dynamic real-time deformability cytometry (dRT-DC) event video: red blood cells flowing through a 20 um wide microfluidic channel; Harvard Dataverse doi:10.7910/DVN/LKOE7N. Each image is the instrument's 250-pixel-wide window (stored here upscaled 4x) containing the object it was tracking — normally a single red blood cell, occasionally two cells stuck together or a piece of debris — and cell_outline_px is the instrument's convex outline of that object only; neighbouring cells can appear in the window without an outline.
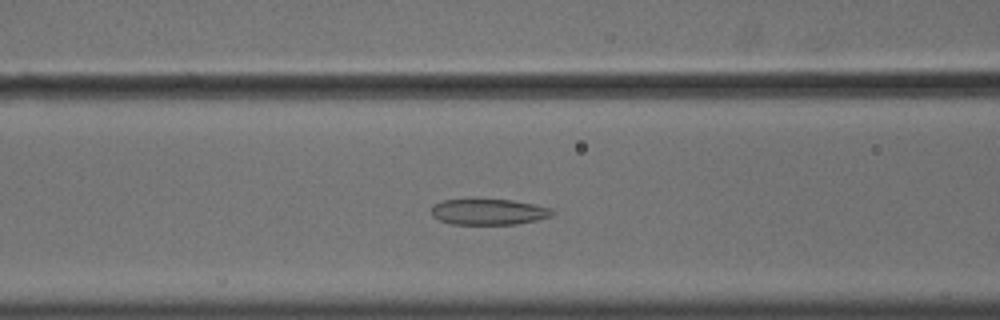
{"species": "common noctule bat (a hibernating species)", "species_latin": "Nyctalus noctula", "temperature_condition": "cold", "stored_images_in_passage": 38, "camera_frame_rate_fps": 3000, "um_per_image_px": 0.085, "animal": {"sex": "male", "body_mass_g": 18.8}, "frame": {"image": 1, "passage_image": 6, "time_ms": 1.667, "image_size_px": [1000, 320], "cell_outline_px": [[552, 216], [536, 220], [516, 224], [452, 224], [440, 220], [432, 216], [432, 208], [436, 204], [444, 200], [472, 196], [512, 200], [552, 208]], "centroid_in_image_um": [41.49, 17.96], "position_along_channel_um": 125.1, "area_um2": 18.84}}
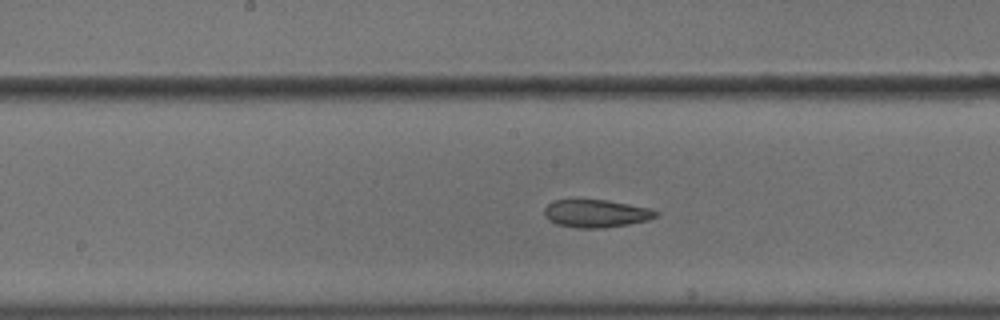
{"frame": {"image": 2, "passage_image": 12, "time_ms": 3.667, "image_size_px": [1000, 320], "cell_outline_px": [[660, 216], [648, 220], [628, 224], [604, 228], [576, 228], [556, 224], [548, 220], [544, 216], [544, 208], [548, 204], [556, 200], [576, 196], [608, 200], [648, 208], [660, 212]], "centroid_in_image_um": [50.62, 18.1], "position_along_channel_um": 197.6, "area_um2": 18.9}}
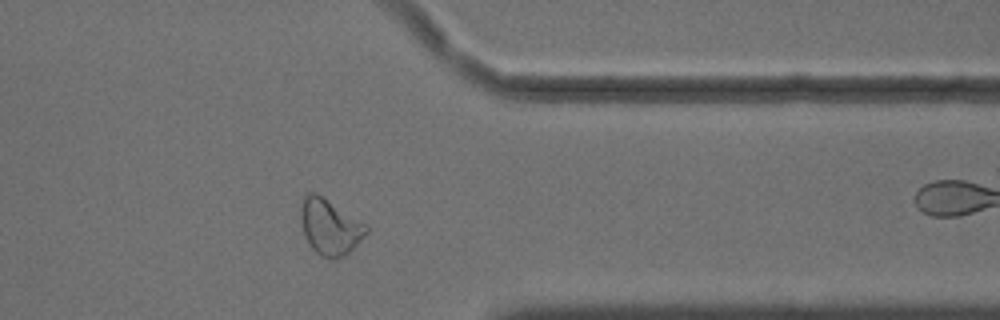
{"frame": {"image": 3, "passage_image": 28, "time_ms": 9.0, "image_size_px": [1000, 320], "cell_outline_px": [[368, 232], [344, 256], [336, 260], [332, 260], [320, 256], [308, 244], [304, 236], [300, 220], [300, 208], [304, 196], [308, 192], [316, 192], [368, 224]], "centroid_in_image_um": [28.02, 19.28], "position_along_channel_um": 383.4, "area_um2": 21.62}}